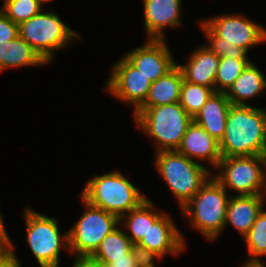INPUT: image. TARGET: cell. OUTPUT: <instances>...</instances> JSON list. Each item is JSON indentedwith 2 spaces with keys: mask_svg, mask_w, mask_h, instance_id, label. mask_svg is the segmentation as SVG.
Returning <instances> with one entry per match:
<instances>
[{
  "mask_svg": "<svg viewBox=\"0 0 266 267\" xmlns=\"http://www.w3.org/2000/svg\"><path fill=\"white\" fill-rule=\"evenodd\" d=\"M48 64L29 44L20 36L0 44V69L11 67L42 66Z\"/></svg>",
  "mask_w": 266,
  "mask_h": 267,
  "instance_id": "21",
  "label": "cell"
},
{
  "mask_svg": "<svg viewBox=\"0 0 266 267\" xmlns=\"http://www.w3.org/2000/svg\"><path fill=\"white\" fill-rule=\"evenodd\" d=\"M138 244L153 251L160 258L168 253L175 256L184 251L186 247L182 233L177 229L170 215L165 213L149 226L146 235Z\"/></svg>",
  "mask_w": 266,
  "mask_h": 267,
  "instance_id": "13",
  "label": "cell"
},
{
  "mask_svg": "<svg viewBox=\"0 0 266 267\" xmlns=\"http://www.w3.org/2000/svg\"><path fill=\"white\" fill-rule=\"evenodd\" d=\"M266 195H232L226 210L225 227L233 225L242 238L250 231L262 211Z\"/></svg>",
  "mask_w": 266,
  "mask_h": 267,
  "instance_id": "17",
  "label": "cell"
},
{
  "mask_svg": "<svg viewBox=\"0 0 266 267\" xmlns=\"http://www.w3.org/2000/svg\"><path fill=\"white\" fill-rule=\"evenodd\" d=\"M153 204L151 200L146 199L137 208L130 210L128 214L120 218L119 224L130 232L126 235L132 243H138L146 235L149 226L163 214L152 211Z\"/></svg>",
  "mask_w": 266,
  "mask_h": 267,
  "instance_id": "22",
  "label": "cell"
},
{
  "mask_svg": "<svg viewBox=\"0 0 266 267\" xmlns=\"http://www.w3.org/2000/svg\"><path fill=\"white\" fill-rule=\"evenodd\" d=\"M133 120L143 133L154 139L155 151L177 150L193 118L179 102L138 108Z\"/></svg>",
  "mask_w": 266,
  "mask_h": 267,
  "instance_id": "3",
  "label": "cell"
},
{
  "mask_svg": "<svg viewBox=\"0 0 266 267\" xmlns=\"http://www.w3.org/2000/svg\"><path fill=\"white\" fill-rule=\"evenodd\" d=\"M186 65H178L184 80L215 91V78L219 67L220 57L205 45L200 46L190 54Z\"/></svg>",
  "mask_w": 266,
  "mask_h": 267,
  "instance_id": "16",
  "label": "cell"
},
{
  "mask_svg": "<svg viewBox=\"0 0 266 267\" xmlns=\"http://www.w3.org/2000/svg\"><path fill=\"white\" fill-rule=\"evenodd\" d=\"M42 4H46L47 2H52L53 0H39Z\"/></svg>",
  "mask_w": 266,
  "mask_h": 267,
  "instance_id": "37",
  "label": "cell"
},
{
  "mask_svg": "<svg viewBox=\"0 0 266 267\" xmlns=\"http://www.w3.org/2000/svg\"><path fill=\"white\" fill-rule=\"evenodd\" d=\"M176 151L193 161L194 159L209 161L213 168L217 167L222 158L219 141L194 121L188 126Z\"/></svg>",
  "mask_w": 266,
  "mask_h": 267,
  "instance_id": "15",
  "label": "cell"
},
{
  "mask_svg": "<svg viewBox=\"0 0 266 267\" xmlns=\"http://www.w3.org/2000/svg\"><path fill=\"white\" fill-rule=\"evenodd\" d=\"M3 216L4 215L0 213V230H6L5 225L3 223Z\"/></svg>",
  "mask_w": 266,
  "mask_h": 267,
  "instance_id": "35",
  "label": "cell"
},
{
  "mask_svg": "<svg viewBox=\"0 0 266 267\" xmlns=\"http://www.w3.org/2000/svg\"><path fill=\"white\" fill-rule=\"evenodd\" d=\"M80 196L92 206L101 208L119 219L147 199L138 187L118 171L94 175L86 182Z\"/></svg>",
  "mask_w": 266,
  "mask_h": 267,
  "instance_id": "4",
  "label": "cell"
},
{
  "mask_svg": "<svg viewBox=\"0 0 266 267\" xmlns=\"http://www.w3.org/2000/svg\"><path fill=\"white\" fill-rule=\"evenodd\" d=\"M19 36L47 63L52 62L55 51L62 50L74 40H80L79 34L69 28L55 11L47 13L41 11L21 22Z\"/></svg>",
  "mask_w": 266,
  "mask_h": 267,
  "instance_id": "7",
  "label": "cell"
},
{
  "mask_svg": "<svg viewBox=\"0 0 266 267\" xmlns=\"http://www.w3.org/2000/svg\"><path fill=\"white\" fill-rule=\"evenodd\" d=\"M183 80V73L176 64L169 72L151 84L147 99L139 108L179 102Z\"/></svg>",
  "mask_w": 266,
  "mask_h": 267,
  "instance_id": "19",
  "label": "cell"
},
{
  "mask_svg": "<svg viewBox=\"0 0 266 267\" xmlns=\"http://www.w3.org/2000/svg\"><path fill=\"white\" fill-rule=\"evenodd\" d=\"M265 89L266 77L251 61L226 92V96L232 105H248L247 100L254 99Z\"/></svg>",
  "mask_w": 266,
  "mask_h": 267,
  "instance_id": "20",
  "label": "cell"
},
{
  "mask_svg": "<svg viewBox=\"0 0 266 267\" xmlns=\"http://www.w3.org/2000/svg\"><path fill=\"white\" fill-rule=\"evenodd\" d=\"M84 202V213L68 231L69 250L75 258H89L102 240L120 224V219L107 211Z\"/></svg>",
  "mask_w": 266,
  "mask_h": 267,
  "instance_id": "10",
  "label": "cell"
},
{
  "mask_svg": "<svg viewBox=\"0 0 266 267\" xmlns=\"http://www.w3.org/2000/svg\"><path fill=\"white\" fill-rule=\"evenodd\" d=\"M241 267H266L261 259H248Z\"/></svg>",
  "mask_w": 266,
  "mask_h": 267,
  "instance_id": "34",
  "label": "cell"
},
{
  "mask_svg": "<svg viewBox=\"0 0 266 267\" xmlns=\"http://www.w3.org/2000/svg\"><path fill=\"white\" fill-rule=\"evenodd\" d=\"M0 267H22L15 255L13 243H11V252L0 260Z\"/></svg>",
  "mask_w": 266,
  "mask_h": 267,
  "instance_id": "31",
  "label": "cell"
},
{
  "mask_svg": "<svg viewBox=\"0 0 266 267\" xmlns=\"http://www.w3.org/2000/svg\"><path fill=\"white\" fill-rule=\"evenodd\" d=\"M169 48L166 39H147L144 45L127 52L123 57L153 83L177 64Z\"/></svg>",
  "mask_w": 266,
  "mask_h": 267,
  "instance_id": "12",
  "label": "cell"
},
{
  "mask_svg": "<svg viewBox=\"0 0 266 267\" xmlns=\"http://www.w3.org/2000/svg\"><path fill=\"white\" fill-rule=\"evenodd\" d=\"M131 240L126 232L116 227L100 243L89 259L96 263L112 264L113 259L126 258L131 252Z\"/></svg>",
  "mask_w": 266,
  "mask_h": 267,
  "instance_id": "23",
  "label": "cell"
},
{
  "mask_svg": "<svg viewBox=\"0 0 266 267\" xmlns=\"http://www.w3.org/2000/svg\"><path fill=\"white\" fill-rule=\"evenodd\" d=\"M19 36V25L14 23L0 10V44H5Z\"/></svg>",
  "mask_w": 266,
  "mask_h": 267,
  "instance_id": "29",
  "label": "cell"
},
{
  "mask_svg": "<svg viewBox=\"0 0 266 267\" xmlns=\"http://www.w3.org/2000/svg\"><path fill=\"white\" fill-rule=\"evenodd\" d=\"M151 84V81L121 57L112 66L106 89L125 104L133 105L135 112L147 99Z\"/></svg>",
  "mask_w": 266,
  "mask_h": 267,
  "instance_id": "11",
  "label": "cell"
},
{
  "mask_svg": "<svg viewBox=\"0 0 266 267\" xmlns=\"http://www.w3.org/2000/svg\"><path fill=\"white\" fill-rule=\"evenodd\" d=\"M219 147L222 157L266 155L264 108L231 105Z\"/></svg>",
  "mask_w": 266,
  "mask_h": 267,
  "instance_id": "2",
  "label": "cell"
},
{
  "mask_svg": "<svg viewBox=\"0 0 266 267\" xmlns=\"http://www.w3.org/2000/svg\"><path fill=\"white\" fill-rule=\"evenodd\" d=\"M155 154L156 169L178 200L180 208L196 195L212 175L209 171L211 169L176 150L159 151Z\"/></svg>",
  "mask_w": 266,
  "mask_h": 267,
  "instance_id": "6",
  "label": "cell"
},
{
  "mask_svg": "<svg viewBox=\"0 0 266 267\" xmlns=\"http://www.w3.org/2000/svg\"><path fill=\"white\" fill-rule=\"evenodd\" d=\"M228 200L227 190L211 175L196 195L180 209L192 227L208 240L214 241L225 228Z\"/></svg>",
  "mask_w": 266,
  "mask_h": 267,
  "instance_id": "5",
  "label": "cell"
},
{
  "mask_svg": "<svg viewBox=\"0 0 266 267\" xmlns=\"http://www.w3.org/2000/svg\"><path fill=\"white\" fill-rule=\"evenodd\" d=\"M208 47L218 57L250 60L248 50L266 41V28L242 14L219 15L202 20Z\"/></svg>",
  "mask_w": 266,
  "mask_h": 267,
  "instance_id": "1",
  "label": "cell"
},
{
  "mask_svg": "<svg viewBox=\"0 0 266 267\" xmlns=\"http://www.w3.org/2000/svg\"><path fill=\"white\" fill-rule=\"evenodd\" d=\"M250 62V60L220 57L215 78V92L226 93Z\"/></svg>",
  "mask_w": 266,
  "mask_h": 267,
  "instance_id": "25",
  "label": "cell"
},
{
  "mask_svg": "<svg viewBox=\"0 0 266 267\" xmlns=\"http://www.w3.org/2000/svg\"><path fill=\"white\" fill-rule=\"evenodd\" d=\"M27 226V243L41 267H59L60 251L69 250L68 231L60 234L57 219L40 214L31 208L24 209Z\"/></svg>",
  "mask_w": 266,
  "mask_h": 267,
  "instance_id": "9",
  "label": "cell"
},
{
  "mask_svg": "<svg viewBox=\"0 0 266 267\" xmlns=\"http://www.w3.org/2000/svg\"><path fill=\"white\" fill-rule=\"evenodd\" d=\"M73 267H101V263L93 262L89 258H75Z\"/></svg>",
  "mask_w": 266,
  "mask_h": 267,
  "instance_id": "33",
  "label": "cell"
},
{
  "mask_svg": "<svg viewBox=\"0 0 266 267\" xmlns=\"http://www.w3.org/2000/svg\"><path fill=\"white\" fill-rule=\"evenodd\" d=\"M181 0H144V26L147 39L164 40L165 27H178L181 22Z\"/></svg>",
  "mask_w": 266,
  "mask_h": 267,
  "instance_id": "14",
  "label": "cell"
},
{
  "mask_svg": "<svg viewBox=\"0 0 266 267\" xmlns=\"http://www.w3.org/2000/svg\"><path fill=\"white\" fill-rule=\"evenodd\" d=\"M131 253L135 260L136 267H156L154 259L161 260L153 251H150L138 243H132Z\"/></svg>",
  "mask_w": 266,
  "mask_h": 267,
  "instance_id": "28",
  "label": "cell"
},
{
  "mask_svg": "<svg viewBox=\"0 0 266 267\" xmlns=\"http://www.w3.org/2000/svg\"><path fill=\"white\" fill-rule=\"evenodd\" d=\"M214 92L210 87L192 84L183 80L179 104L193 118Z\"/></svg>",
  "mask_w": 266,
  "mask_h": 267,
  "instance_id": "24",
  "label": "cell"
},
{
  "mask_svg": "<svg viewBox=\"0 0 266 267\" xmlns=\"http://www.w3.org/2000/svg\"><path fill=\"white\" fill-rule=\"evenodd\" d=\"M231 105L226 93L214 92L193 117V121L220 142L226 131L227 115Z\"/></svg>",
  "mask_w": 266,
  "mask_h": 267,
  "instance_id": "18",
  "label": "cell"
},
{
  "mask_svg": "<svg viewBox=\"0 0 266 267\" xmlns=\"http://www.w3.org/2000/svg\"><path fill=\"white\" fill-rule=\"evenodd\" d=\"M266 155L222 157L213 177L237 195H266Z\"/></svg>",
  "mask_w": 266,
  "mask_h": 267,
  "instance_id": "8",
  "label": "cell"
},
{
  "mask_svg": "<svg viewBox=\"0 0 266 267\" xmlns=\"http://www.w3.org/2000/svg\"><path fill=\"white\" fill-rule=\"evenodd\" d=\"M114 267H136L132 253L126 254V258L113 259Z\"/></svg>",
  "mask_w": 266,
  "mask_h": 267,
  "instance_id": "32",
  "label": "cell"
},
{
  "mask_svg": "<svg viewBox=\"0 0 266 267\" xmlns=\"http://www.w3.org/2000/svg\"><path fill=\"white\" fill-rule=\"evenodd\" d=\"M11 243L6 230H0V260L11 252Z\"/></svg>",
  "mask_w": 266,
  "mask_h": 267,
  "instance_id": "30",
  "label": "cell"
},
{
  "mask_svg": "<svg viewBox=\"0 0 266 267\" xmlns=\"http://www.w3.org/2000/svg\"><path fill=\"white\" fill-rule=\"evenodd\" d=\"M101 267H114L112 264L101 263Z\"/></svg>",
  "mask_w": 266,
  "mask_h": 267,
  "instance_id": "36",
  "label": "cell"
},
{
  "mask_svg": "<svg viewBox=\"0 0 266 267\" xmlns=\"http://www.w3.org/2000/svg\"><path fill=\"white\" fill-rule=\"evenodd\" d=\"M243 239L247 245L249 259L259 260L266 255V211L262 209L257 215L256 221Z\"/></svg>",
  "mask_w": 266,
  "mask_h": 267,
  "instance_id": "26",
  "label": "cell"
},
{
  "mask_svg": "<svg viewBox=\"0 0 266 267\" xmlns=\"http://www.w3.org/2000/svg\"><path fill=\"white\" fill-rule=\"evenodd\" d=\"M0 9L14 23L20 24L43 10V4L39 0H2Z\"/></svg>",
  "mask_w": 266,
  "mask_h": 267,
  "instance_id": "27",
  "label": "cell"
}]
</instances>
